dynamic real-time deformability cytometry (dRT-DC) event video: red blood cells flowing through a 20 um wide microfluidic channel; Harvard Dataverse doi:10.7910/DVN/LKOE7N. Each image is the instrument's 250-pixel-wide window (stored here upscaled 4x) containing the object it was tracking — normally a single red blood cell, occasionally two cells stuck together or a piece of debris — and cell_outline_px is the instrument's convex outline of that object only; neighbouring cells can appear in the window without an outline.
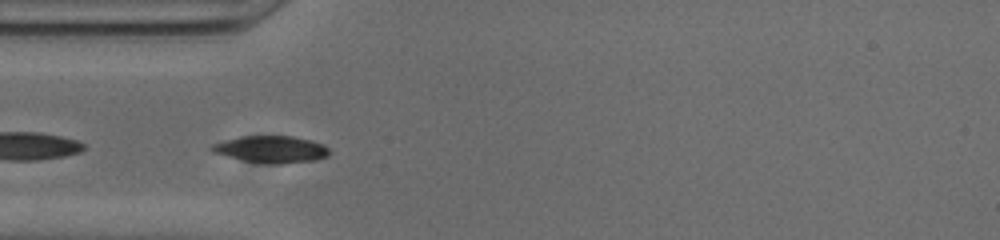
{"species": "common noctule bat (a hibernating species)", "species_latin": "Nyctalus noctula", "temperature_condition": "cold", "stored_images_in_passage": 50, "camera_frame_rate_fps": 3000, "um_per_image_px": 0.085, "animal": {"sex": "male", "body_mass_g": 20.0, "forearm_length_mm": 53.3}, "frame": {"image": 1, "passage_image": 15, "time_ms": 4.667, "image_size_px": [1000, 240], "cell_outline_px": [[328, 156], [316, 160], [280, 164], [276, 164], [244, 160], [224, 156], [212, 152], [208, 148], [212, 144], [220, 140], [240, 136], [292, 136], [312, 140], [324, 144], [328, 148]], "centroid_in_image_um": [23.01, 12.68], "position_along_channel_um": 62.0, "area_um2": 18.61}}
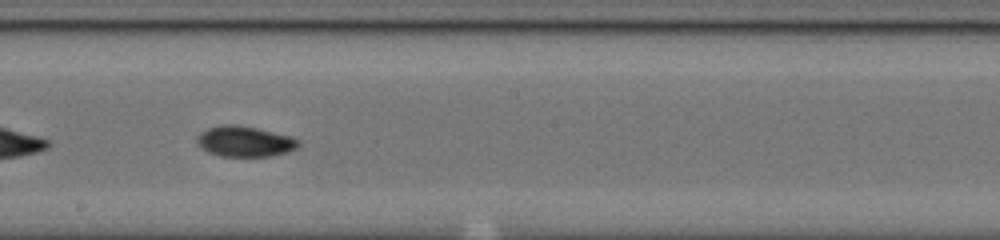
{"frame": {"image": 2, "passage_image": 28, "time_ms": 9.0, "image_size_px": [1000, 240], "cell_outline_px": [[300, 144], [296, 148], [288, 152], [272, 156], [220, 156], [208, 152], [196, 140], [196, 136], [200, 132], [208, 128], [220, 124], [236, 124], [256, 128], [292, 136], [300, 140]], "centroid_in_image_um": [20.83, 12.01], "position_along_channel_um": 227.4, "area_um2": 18.15}}
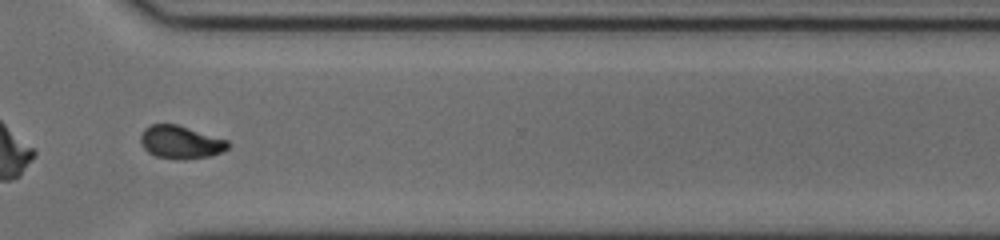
{"frame": {"image": 3, "passage_image": 38, "time_ms": 12.333, "image_size_px": [1000, 240], "cell_outline_px": [[232, 144], [224, 152], [212, 156], [180, 160], [176, 160], [156, 156], [148, 152], [144, 148], [140, 140], [140, 136], [144, 128], [152, 124], [176, 124], [228, 140]], "centroid_in_image_um": [15.38, 12.1], "position_along_channel_um": 355.2, "area_um2": 16.99}, "authors_computed_cell_mechanics": {"area_um2": 17.6001, "velocity_mm_per_s": 3.8274, "shape_relaxation_time_tau1_ms": 4.7466, "shape_relaxation_time_tau2_ms": 3.4162, "deformation_change_tau1": 0.1527, "deformation_change_tau2": 0.0575}}